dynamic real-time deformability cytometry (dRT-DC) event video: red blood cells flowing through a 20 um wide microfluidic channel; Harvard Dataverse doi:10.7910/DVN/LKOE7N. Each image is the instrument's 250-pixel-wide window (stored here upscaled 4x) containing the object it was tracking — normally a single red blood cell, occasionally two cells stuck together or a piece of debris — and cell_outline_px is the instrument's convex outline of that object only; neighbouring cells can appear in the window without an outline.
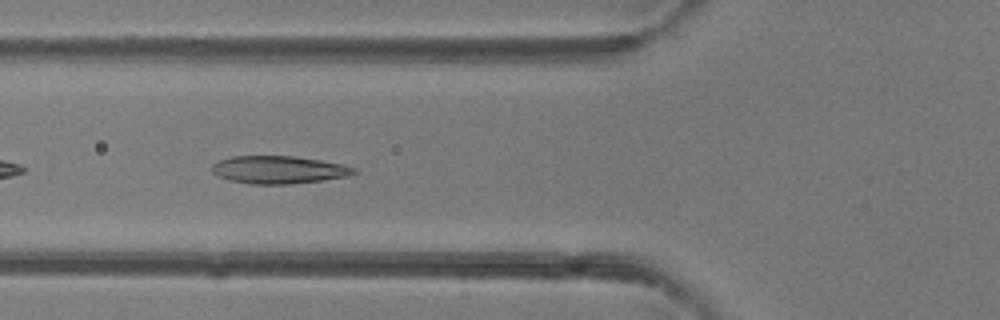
{"species": "common noctule bat (a hibernating species)", "species_latin": "Nyctalus noctula", "temperature_condition": "room temperature", "stored_images_in_passage": 8, "camera_frame_rate_fps": 3000, "um_per_image_px": 0.085, "animal": {"sex": "female"}, "frame": {"image": 1, "passage_image": 5, "time_ms": 1.333, "image_size_px": [1000, 320], "cell_outline_px": [[360, 172], [348, 176], [324, 180], [288, 184], [252, 184], [228, 180], [212, 172], [212, 164], [220, 160], [232, 156], [292, 156], [320, 160], [344, 164], [356, 168]], "centroid_in_image_um": [23.73, 14.43], "position_along_channel_um": 102.1, "area_um2": 23.0}}